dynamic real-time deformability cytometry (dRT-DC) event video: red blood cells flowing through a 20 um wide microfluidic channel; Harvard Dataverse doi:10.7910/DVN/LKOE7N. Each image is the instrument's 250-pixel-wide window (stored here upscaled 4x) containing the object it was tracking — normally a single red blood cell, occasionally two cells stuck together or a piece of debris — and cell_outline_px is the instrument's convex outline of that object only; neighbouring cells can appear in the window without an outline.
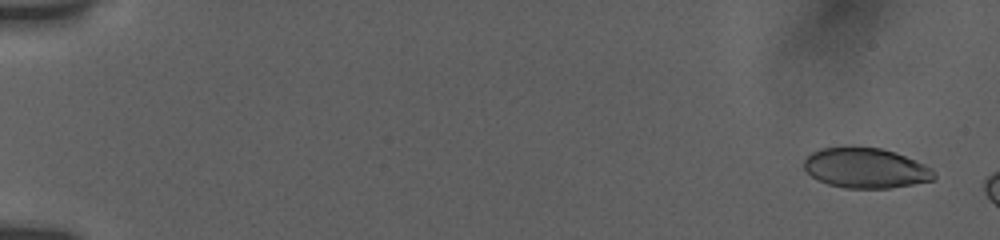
{"species": "human", "species_latin": "Homo sapiens", "temperature_condition": "room temperature", "stored_images_in_passage": 26, "camera_frame_rate_fps": 3000, "um_per_image_px": 0.085, "donor": {"sex": "female"}, "frame": {"image": 1, "passage_image": 3, "time_ms": 0.667, "image_size_px": [1000, 240], "cell_outline_px": [[936, 180], [888, 188], [844, 188], [828, 184], [816, 180], [804, 168], [804, 160], [812, 152], [820, 148], [880, 148], [896, 152], [924, 164], [932, 168], [936, 176]], "centroid_in_image_um": [73.61, 14.3], "position_along_channel_um": 11.4, "area_um2": 30.23}}